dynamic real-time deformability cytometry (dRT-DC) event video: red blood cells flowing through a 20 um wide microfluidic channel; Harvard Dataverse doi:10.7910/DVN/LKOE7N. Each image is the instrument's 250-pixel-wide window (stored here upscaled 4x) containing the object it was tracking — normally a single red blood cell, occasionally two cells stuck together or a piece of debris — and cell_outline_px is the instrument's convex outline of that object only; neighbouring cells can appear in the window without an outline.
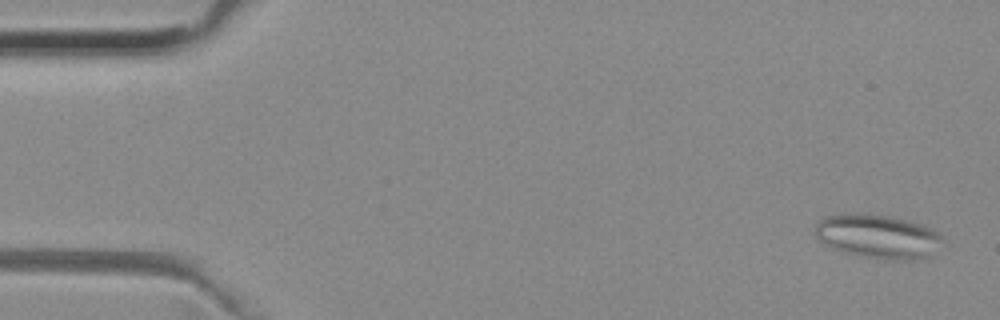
{"species": "common noctule bat (a hibernating species)", "species_latin": "Nyctalus noctula", "temperature_condition": "room temperature", "stored_images_in_passage": 51, "segment_of_instrument_passage": [1, 2], "camera_frame_rate_fps": 3000, "um_per_image_px": 0.085, "animal": {"sex": "female", "body_mass_g": 29.2, "forearm_length_mm": 56.3}, "frame": {"image": 1, "passage_image": 2, "time_ms": 0.333, "image_size_px": [1000, 320], "cell_outline_px": [[944, 240], [932, 256], [916, 260], [888, 260], [860, 256], [844, 252], [824, 244], [816, 236], [816, 224], [824, 216], [860, 212], [892, 216], [908, 220], [920, 224], [940, 232], [944, 236]], "centroid_in_image_um": [74.68, 20.09], "position_along_channel_um": 10.3, "area_um2": 33.18}}